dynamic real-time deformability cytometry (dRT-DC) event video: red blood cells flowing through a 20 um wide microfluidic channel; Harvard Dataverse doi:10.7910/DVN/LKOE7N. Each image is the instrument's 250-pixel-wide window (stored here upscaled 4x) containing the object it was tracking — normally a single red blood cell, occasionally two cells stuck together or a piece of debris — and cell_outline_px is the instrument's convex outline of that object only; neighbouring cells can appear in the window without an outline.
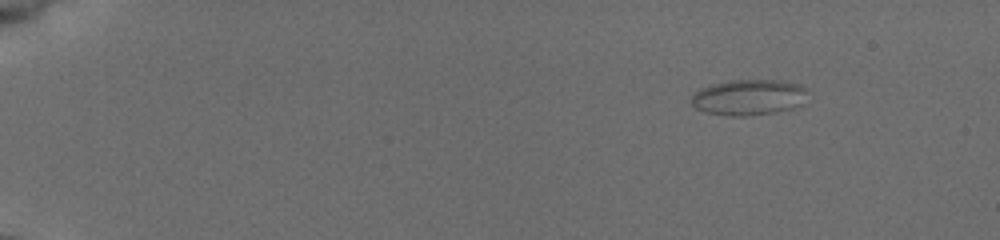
{"species": "common noctule bat (a hibernating species)", "species_latin": "Nyctalus noctula", "temperature_condition": "cold", "stored_images_in_passage": 42, "camera_frame_rate_fps": 3000, "um_per_image_px": 0.085, "animal": {"sex": "female", "body_mass_g": 19.5, "forearm_length_mm": 54.1}, "frame": {"image": 1, "passage_image": 1, "time_ms": 0.0, "image_size_px": [1000, 240], "cell_outline_px": [[804, 88], [800, 104], [792, 108], [776, 112], [748, 116], [732, 116], [708, 112], [696, 108], [692, 104], [692, 96], [700, 88], [712, 84], [732, 80], [780, 80], [800, 84]], "centroid_in_image_um": [63.59, 8.27], "position_along_channel_um": 21.4, "area_um2": 23.76}}
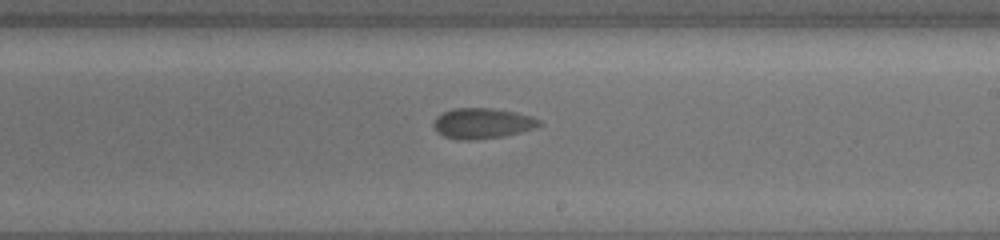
{"frame": {"image": 2, "passage_image": 25, "time_ms": 8.0, "image_size_px": [1000, 240], "cell_outline_px": [[544, 124], [536, 128], [504, 136], [476, 140], [460, 140], [444, 136], [436, 132], [432, 124], [436, 116], [452, 108], [492, 108], [516, 112], [532, 116], [540, 120]], "centroid_in_image_um": [41.01, 10.48], "position_along_channel_um": 248.0, "area_um2": 19.07}}
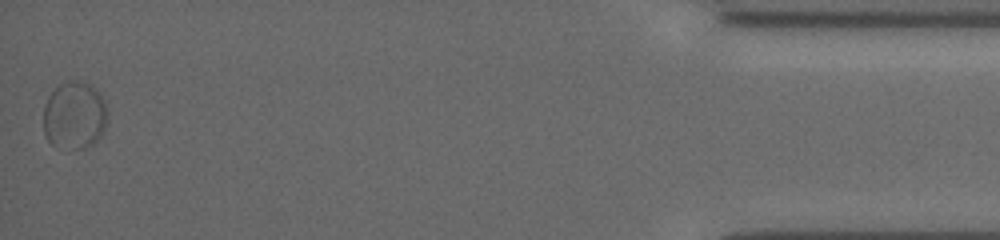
{"frame": {"image": 3, "passage_image": 42, "time_ms": 13.667, "image_size_px": [1000, 240], "cell_outline_px": [[104, 128], [100, 136], [92, 144], [84, 148], [76, 148], [52, 144], [48, 140], [44, 132], [44, 104], [48, 96], [60, 84], [72, 80], [92, 84], [100, 92], [104, 100]], "centroid_in_image_um": [6.3, 9.77], "position_along_channel_um": 428.9, "area_um2": 24.74}, "authors_computed_cell_mechanics": {"area_um2": 19.1029, "velocity_mm_per_s": 3.8553, "shape_relaxation_time_tau1_ms": 2.4134, "shape_relaxation_time_tau2_ms": 1.0949, "deformation_change_tau1": 0.0511, "deformation_change_tau2": 0.0322}}